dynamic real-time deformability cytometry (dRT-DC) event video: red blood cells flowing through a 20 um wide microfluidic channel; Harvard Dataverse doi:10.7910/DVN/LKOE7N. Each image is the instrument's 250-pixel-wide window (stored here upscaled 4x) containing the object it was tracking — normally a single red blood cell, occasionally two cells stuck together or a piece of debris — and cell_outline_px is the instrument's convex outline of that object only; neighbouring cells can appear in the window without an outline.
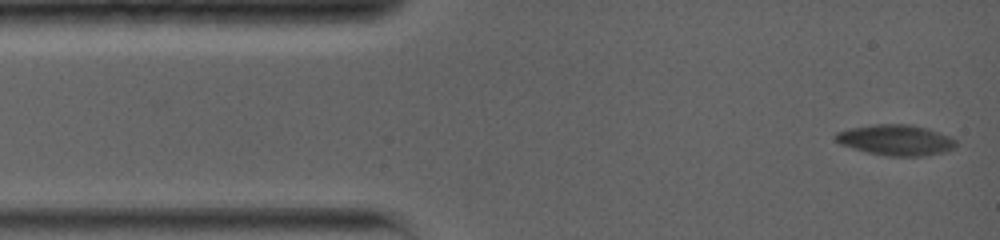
{"species": "common noctule bat (a hibernating species)", "species_latin": "Nyctalus noctula", "temperature_condition": "warm", "stored_images_in_passage": 51, "camera_frame_rate_fps": 5000, "um_per_image_px": 0.085, "animal": {"sex": "female", "body_mass_g": 19.0, "forearm_length_mm": 56.7}, "frame": {"image": 1, "passage_image": 1, "time_ms": 0.0, "image_size_px": [1000, 240], "cell_outline_px": [[956, 148], [944, 152], [924, 156], [888, 156], [868, 152], [852, 148], [840, 144], [832, 136], [836, 132], [848, 128], [876, 124], [912, 124], [928, 128], [940, 132], [956, 140]], "centroid_in_image_um": [76.14, 11.89], "position_along_channel_um": 8.9, "area_um2": 21.73}}
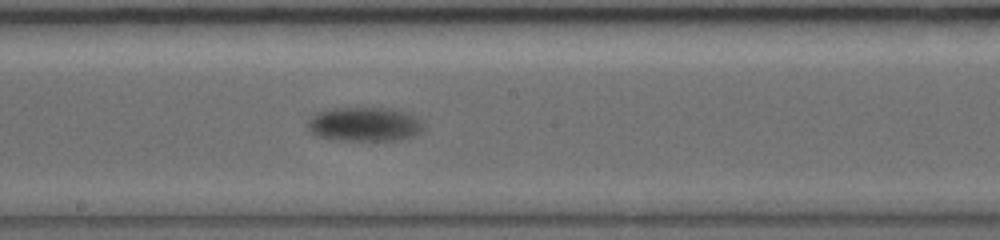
{"frame": {"image": 2, "passage_image": 22, "time_ms": 8.2, "image_size_px": [1000, 240], "cell_outline_px": [[424, 128], [420, 132], [412, 136], [400, 140], [340, 140], [316, 136], [308, 132], [308, 120], [316, 112], [332, 108], [392, 108], [416, 116], [424, 124]], "centroid_in_image_um": [30.97, 10.56], "position_along_channel_um": 217.2, "area_um2": 23.24}}
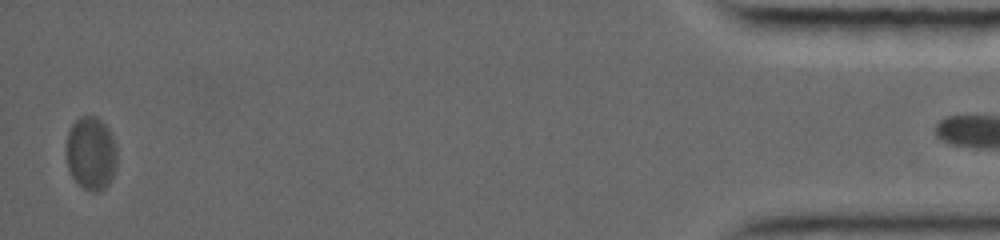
{"frame": {"image": 3, "passage_image": 50, "time_ms": 18.0, "image_size_px": [1000, 240], "cell_outline_px": [[116, 168], [108, 184], [104, 188], [96, 192], [92, 192], [84, 188], [72, 176], [68, 168], [64, 148], [68, 132], [72, 124], [80, 116], [96, 116], [112, 132], [116, 140]], "centroid_in_image_um": [7.73, 13.0], "position_along_channel_um": 427.5, "area_um2": 22.02}}